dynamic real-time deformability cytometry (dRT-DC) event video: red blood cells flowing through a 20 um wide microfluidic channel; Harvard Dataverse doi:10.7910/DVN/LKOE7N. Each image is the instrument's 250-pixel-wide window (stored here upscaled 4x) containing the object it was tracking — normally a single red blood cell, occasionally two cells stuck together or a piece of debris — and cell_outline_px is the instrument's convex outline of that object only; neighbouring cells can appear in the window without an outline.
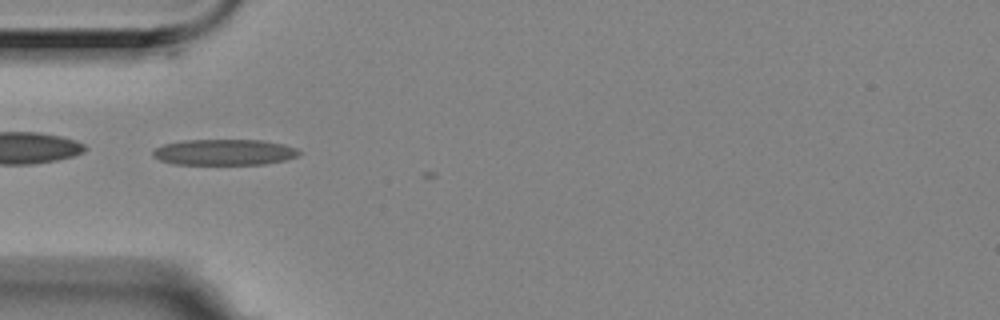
{"species": "Egyptian fruit bat (a non-hibernating species)", "species_latin": "Rousettus aegyptiacus", "temperature_condition": "room temperature", "stored_images_in_passage": 6, "camera_frame_rate_fps": 3000, "um_per_image_px": 0.085, "animal": {"sex": "female"}, "frame": {"image": 1, "passage_image": 3, "time_ms": 0.667, "image_size_px": [1000, 320], "cell_outline_px": [[300, 152], [296, 156], [284, 160], [264, 164], [176, 164], [160, 160], [152, 156], [152, 152], [156, 148], [164, 144], [184, 140], [264, 140], [284, 144], [296, 148]], "centroid_in_image_um": [19.05, 12.93], "position_along_channel_um": 65.9, "area_um2": 21.96}}